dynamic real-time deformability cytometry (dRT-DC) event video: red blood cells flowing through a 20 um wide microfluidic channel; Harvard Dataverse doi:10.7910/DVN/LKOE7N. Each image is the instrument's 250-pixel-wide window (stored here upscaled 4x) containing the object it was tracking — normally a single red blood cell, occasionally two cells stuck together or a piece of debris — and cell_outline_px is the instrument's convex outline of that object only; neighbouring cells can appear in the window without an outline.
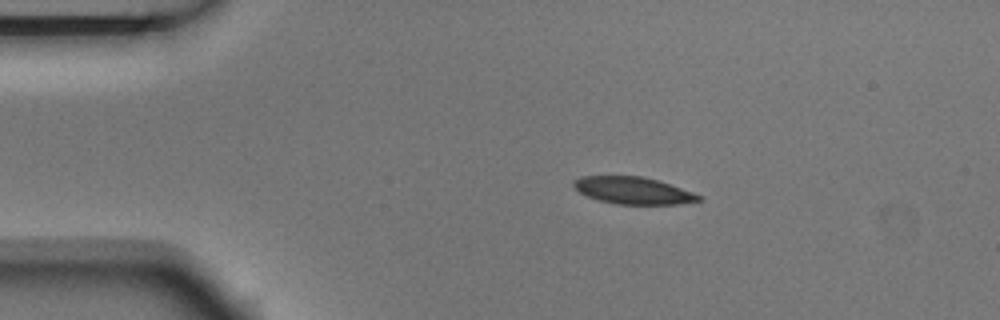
{"species": "Egyptian fruit bat (a non-hibernating species)", "species_latin": "Rousettus aegyptiacus", "temperature_condition": "room temperature", "stored_images_in_passage": 4, "camera_frame_rate_fps": 3000, "um_per_image_px": 0.085, "animal": {"sex": "male"}, "frame": {"image": 1, "passage_image": 2, "time_ms": 0.333, "image_size_px": [1000, 320], "cell_outline_px": [[704, 196], [700, 200], [680, 204], [616, 204], [600, 200], [588, 196], [580, 192], [572, 184], [572, 180], [580, 176], [640, 176], [656, 180]], "centroid_in_image_um": [53.79, 16.19], "position_along_channel_um": 31.2, "area_um2": 19.48}}
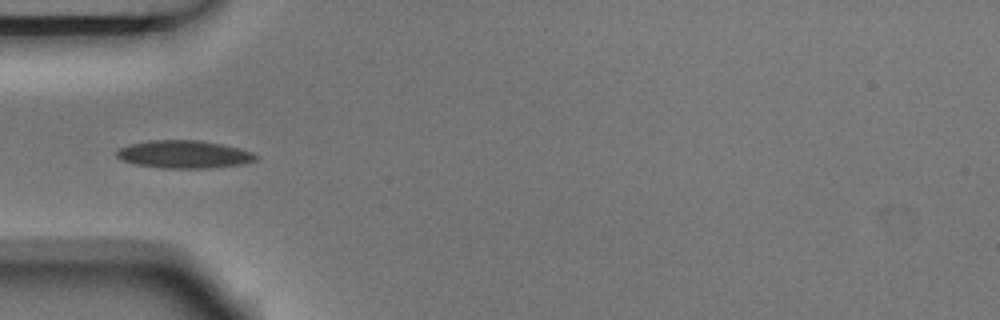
{"frame": {"image": 2, "passage_image": 4, "time_ms": 1.0, "image_size_px": [1000, 320], "cell_outline_px": [[260, 156], [256, 160], [244, 164], [208, 168], [160, 168], [136, 164], [120, 160], [116, 156], [116, 152], [120, 148], [128, 144], [148, 140], [200, 140], [224, 144], [240, 148], [252, 152]], "centroid_in_image_um": [15.66, 13.11], "position_along_channel_um": 69.3, "area_um2": 22.83}}